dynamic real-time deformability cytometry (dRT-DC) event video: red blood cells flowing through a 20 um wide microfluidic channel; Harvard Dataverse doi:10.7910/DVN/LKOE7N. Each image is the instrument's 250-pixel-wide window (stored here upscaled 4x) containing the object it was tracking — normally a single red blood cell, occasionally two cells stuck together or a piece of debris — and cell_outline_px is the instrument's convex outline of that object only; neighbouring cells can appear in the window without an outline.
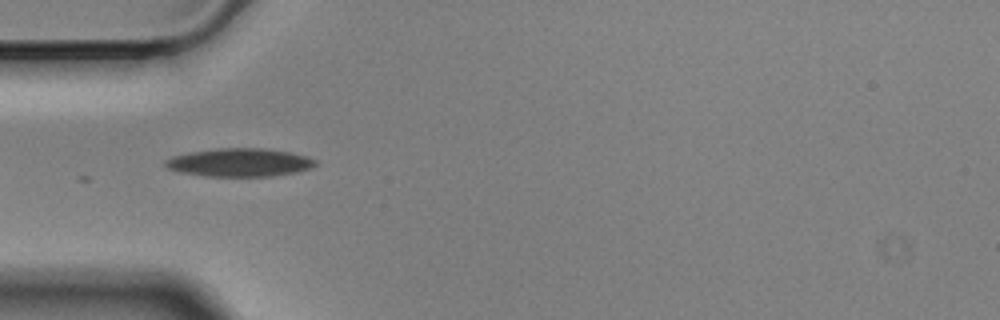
{"species": "Egyptian fruit bat (a non-hibernating species)", "species_latin": "Rousettus aegyptiacus", "temperature_condition": "cold", "stored_images_in_passage": 10, "camera_frame_rate_fps": 3000, "um_per_image_px": 0.085, "animal": {"sex": "male"}, "frame": {"image": 1, "passage_image": 1, "time_ms": 0.0, "image_size_px": [1000, 320], "cell_outline_px": [[316, 164], [308, 168], [296, 172], [272, 176], [204, 176], [180, 172], [168, 168], [164, 164], [164, 160], [172, 156], [192, 152], [216, 148], [264, 148], [288, 152], [304, 156], [316, 160]], "centroid_in_image_um": [20.32, 13.81], "position_along_channel_um": 64.7, "area_um2": 24.45}}
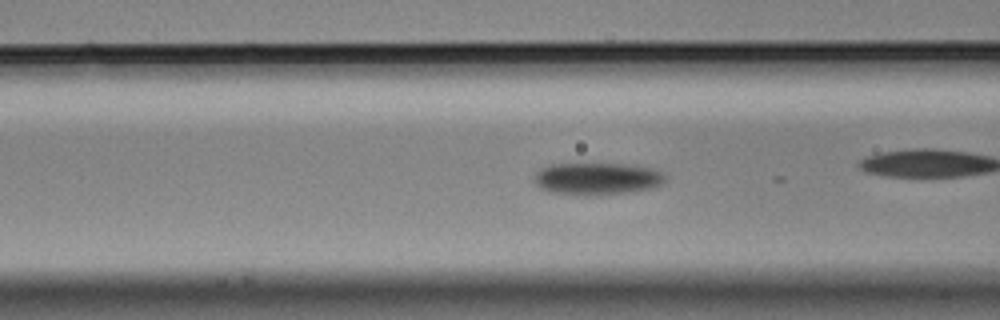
{"frame": {"image": 2, "passage_image": 3, "time_ms": 0.667, "image_size_px": [1000, 320], "cell_outline_px": [[668, 176], [664, 184], [652, 188], [632, 192], [592, 196], [576, 196], [548, 192], [540, 188], [536, 184], [536, 172], [540, 168], [552, 164], [624, 164], [652, 168], [664, 172]], "centroid_in_image_um": [50.8, 15.21], "position_along_channel_um": 115.8, "area_um2": 25.14}}